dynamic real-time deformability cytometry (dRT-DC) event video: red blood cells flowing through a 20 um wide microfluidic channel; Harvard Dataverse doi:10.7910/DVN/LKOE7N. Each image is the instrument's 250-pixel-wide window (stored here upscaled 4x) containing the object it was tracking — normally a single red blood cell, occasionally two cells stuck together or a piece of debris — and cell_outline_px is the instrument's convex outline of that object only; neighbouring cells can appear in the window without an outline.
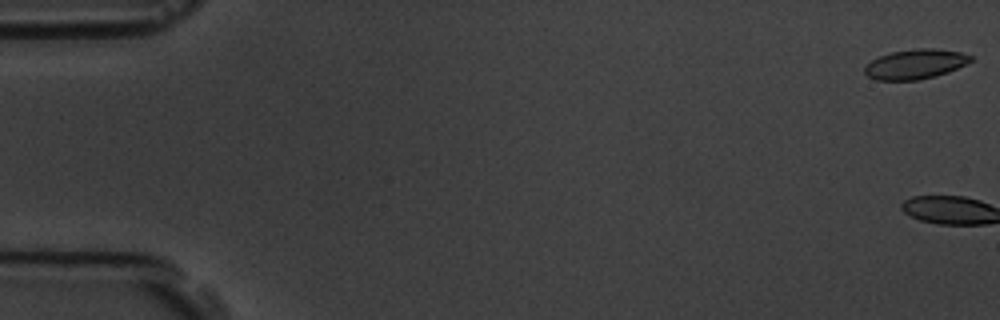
{"species": "common noctule bat (a hibernating species)", "species_latin": "Nyctalus noctula", "temperature_condition": "room temperature", "stored_images_in_passage": 3, "camera_frame_rate_fps": 3000, "um_per_image_px": 0.085, "animal": {"sex": "male", "body_mass_g": 19.5, "forearm_length_mm": 54.6}, "frame": {"image": 1, "passage_image": 1, "time_ms": 0.0, "image_size_px": [1000, 320], "cell_outline_px": [[972, 60], [948, 72], [936, 76], [920, 80], [876, 80], [868, 76], [864, 72], [864, 68], [872, 60], [880, 56], [892, 52], [916, 48], [936, 48], [960, 52], [972, 56]], "centroid_in_image_um": [77.8, 5.45], "position_along_channel_um": 7.2, "area_um2": 18.26}}